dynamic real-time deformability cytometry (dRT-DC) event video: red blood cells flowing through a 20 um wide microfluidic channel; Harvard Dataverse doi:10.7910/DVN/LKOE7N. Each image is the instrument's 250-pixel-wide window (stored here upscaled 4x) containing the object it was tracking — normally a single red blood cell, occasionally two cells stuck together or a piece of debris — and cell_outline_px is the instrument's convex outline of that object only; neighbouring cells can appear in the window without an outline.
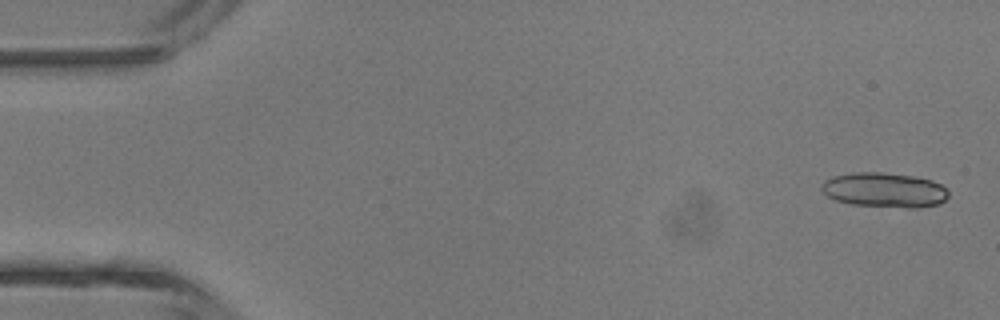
{"species": "common noctule bat (a hibernating species)", "species_latin": "Nyctalus noctula", "temperature_condition": "room temperature", "stored_images_in_passage": 4, "camera_frame_rate_fps": 3000, "um_per_image_px": 0.085, "animal": {"sex": "male", "body_mass_g": 13.3}, "frame": {"image": 1, "passage_image": 1, "time_ms": 0.0, "image_size_px": [1000, 320], "cell_outline_px": [[948, 196], [940, 204], [920, 208], [908, 208], [852, 204], [836, 200], [828, 196], [820, 188], [820, 184], [824, 180], [832, 176], [852, 172], [880, 172], [912, 176], [928, 180], [940, 184], [948, 192]], "centroid_in_image_um": [75.14, 16.15], "position_along_channel_um": 9.9, "area_um2": 25.66}}